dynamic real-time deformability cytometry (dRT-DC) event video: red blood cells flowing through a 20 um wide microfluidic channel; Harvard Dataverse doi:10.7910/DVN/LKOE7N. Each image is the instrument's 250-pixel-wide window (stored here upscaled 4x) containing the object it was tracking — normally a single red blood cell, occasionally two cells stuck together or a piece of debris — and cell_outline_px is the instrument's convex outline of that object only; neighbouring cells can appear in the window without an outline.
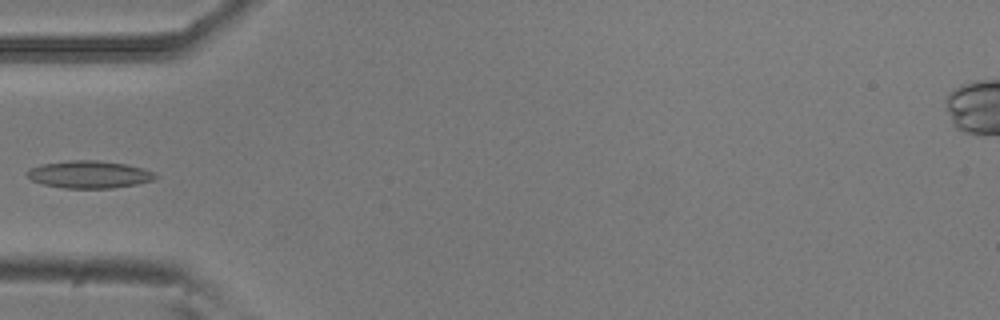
{"species": "common noctule bat (a hibernating species)", "species_latin": "Nyctalus noctula", "temperature_condition": "room temperature", "stored_images_in_passage": 4, "camera_frame_rate_fps": 3000, "um_per_image_px": 0.085, "animal": {"sex": "male", "body_mass_g": 20.5, "forearm_length_mm": 52.5}, "frame": {"image": 1, "passage_image": 4, "time_ms": 1.0, "image_size_px": [1000, 320], "cell_outline_px": [[160, 176], [156, 180], [136, 184], [112, 188], [64, 188], [44, 184], [32, 180], [28, 176], [28, 172], [32, 168], [44, 164], [72, 160], [96, 160], [124, 164], [144, 168]], "centroid_in_image_um": [7.67, 14.83], "position_along_channel_um": 77.3, "area_um2": 20.23}}